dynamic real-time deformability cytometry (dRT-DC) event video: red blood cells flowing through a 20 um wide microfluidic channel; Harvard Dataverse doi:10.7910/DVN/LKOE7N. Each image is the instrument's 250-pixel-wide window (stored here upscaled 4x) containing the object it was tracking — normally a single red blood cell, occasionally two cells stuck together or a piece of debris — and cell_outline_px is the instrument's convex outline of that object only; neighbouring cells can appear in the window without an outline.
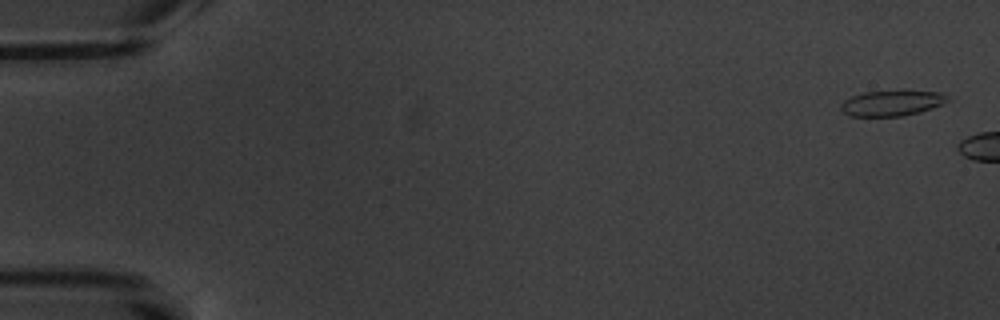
{"species": "common noctule bat (a hibernating species)", "species_latin": "Nyctalus noctula", "temperature_condition": "warm", "stored_images_in_passage": 3, "camera_frame_rate_fps": 3000, "um_per_image_px": 0.085, "animal": {"sex": "male", "body_mass_g": 20.1, "forearm_length_mm": 53.5}, "frame": {"image": 1, "passage_image": 1, "time_ms": 0.0, "image_size_px": [1000, 320], "cell_outline_px": [[952, 100], [932, 108], [920, 112], [904, 116], [848, 116], [840, 108], [840, 104], [844, 100], [852, 96], [864, 92], [904, 88], [940, 92], [948, 96]], "centroid_in_image_um": [75.86, 8.72], "position_along_channel_um": 9.1, "area_um2": 16.7}}